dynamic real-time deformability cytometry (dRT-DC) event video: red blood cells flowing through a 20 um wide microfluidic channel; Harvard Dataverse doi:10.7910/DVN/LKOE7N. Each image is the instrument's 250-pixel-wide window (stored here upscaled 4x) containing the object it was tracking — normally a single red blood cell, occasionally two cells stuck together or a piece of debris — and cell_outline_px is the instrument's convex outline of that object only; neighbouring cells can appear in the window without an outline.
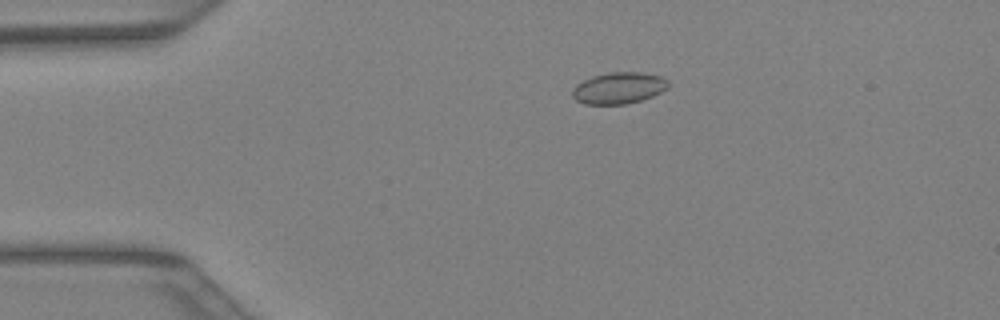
{"species": "Egyptian fruit bat (a non-hibernating species)", "species_latin": "Rousettus aegyptiacus", "temperature_condition": "warm", "stored_images_in_passage": 42, "camera_frame_rate_fps": 3000, "um_per_image_px": 0.085, "animal": {"sex": "female"}, "frame": {"image": 1, "passage_image": 9, "time_ms": 2.667, "image_size_px": [1000, 320], "cell_outline_px": [[668, 88], [652, 96], [640, 100], [624, 104], [584, 104], [576, 100], [572, 96], [572, 88], [576, 84], [592, 76], [608, 72], [640, 72], [660, 76], [668, 80]], "centroid_in_image_um": [52.57, 7.47], "position_along_channel_um": 32.4, "area_um2": 17.57}}
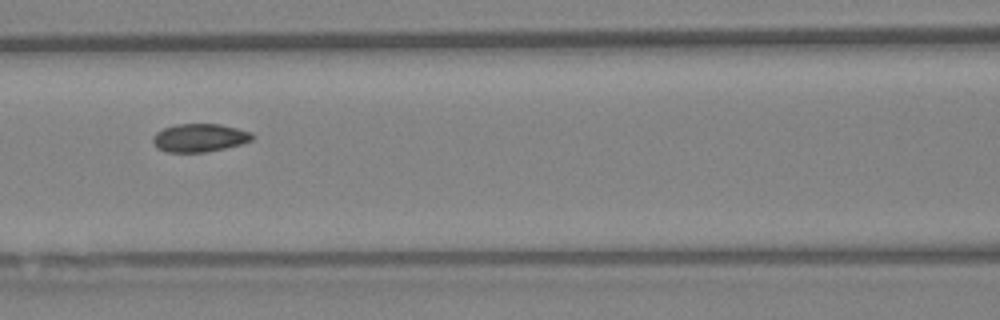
{"frame": {"image": 2, "passage_image": 19, "time_ms": 6.0, "image_size_px": [1000, 320], "cell_outline_px": [[256, 136], [252, 140], [240, 144], [224, 148], [204, 152], [164, 152], [156, 148], [152, 140], [152, 136], [156, 132], [164, 128], [176, 124], [220, 124], [252, 132]], "centroid_in_image_um": [16.94, 11.71], "position_along_channel_um": 149.7, "area_um2": 16.42}}
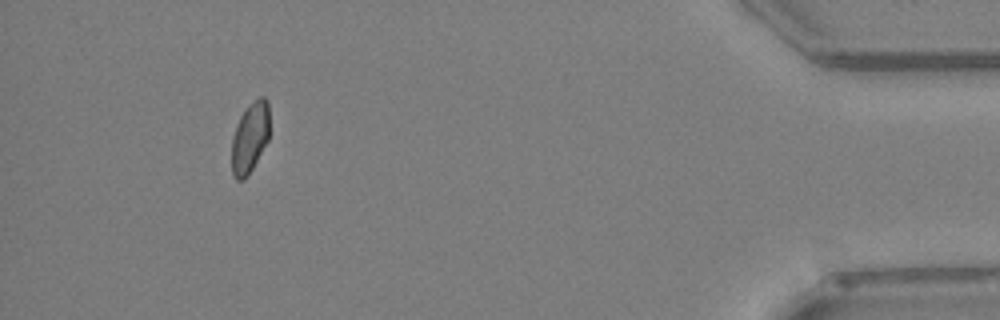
{"frame": {"image": 3, "passage_image": 39, "time_ms": 12.667, "image_size_px": [1000, 320], "cell_outline_px": [[268, 140], [252, 168], [244, 180], [236, 180], [232, 176], [232, 136], [236, 124], [244, 108], [260, 96], [264, 96], [268, 100]], "centroid_in_image_um": [21.22, 11.68], "position_along_channel_um": 414.0, "area_um2": 15.55}}